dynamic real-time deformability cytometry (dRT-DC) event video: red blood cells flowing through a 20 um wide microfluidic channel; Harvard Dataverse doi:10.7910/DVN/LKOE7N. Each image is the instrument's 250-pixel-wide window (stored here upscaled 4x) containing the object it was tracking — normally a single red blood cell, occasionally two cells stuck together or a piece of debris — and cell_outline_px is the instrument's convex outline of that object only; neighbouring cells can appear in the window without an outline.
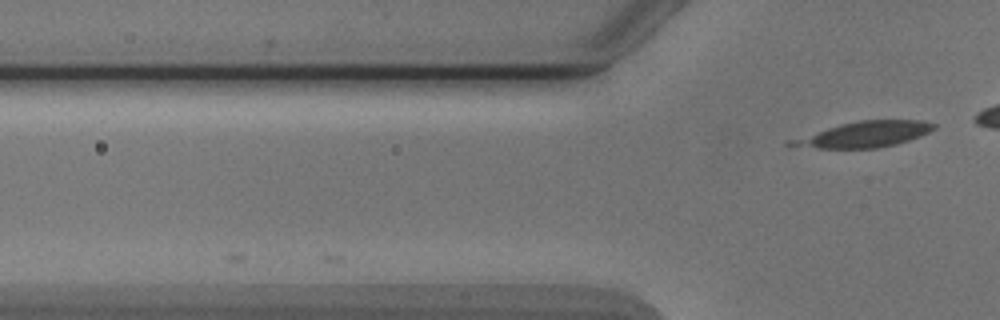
{"species": "Egyptian fruit bat (a non-hibernating species)", "species_latin": "Rousettus aegyptiacus", "temperature_condition": "cold", "stored_images_in_passage": 4, "camera_frame_rate_fps": 3000, "um_per_image_px": 0.085, "animal": {"sex": "male"}, "frame": {"image": 1, "passage_image": 4, "time_ms": 3.333, "image_size_px": [1000, 320], "cell_outline_px": [[936, 128], [920, 136], [896, 144], [876, 148], [816, 148], [784, 144], [788, 140], [840, 124], [860, 120], [920, 120], [936, 124]], "centroid_in_image_um": [73.48, 11.42], "position_along_channel_um": 52.3, "area_um2": 21.1}}